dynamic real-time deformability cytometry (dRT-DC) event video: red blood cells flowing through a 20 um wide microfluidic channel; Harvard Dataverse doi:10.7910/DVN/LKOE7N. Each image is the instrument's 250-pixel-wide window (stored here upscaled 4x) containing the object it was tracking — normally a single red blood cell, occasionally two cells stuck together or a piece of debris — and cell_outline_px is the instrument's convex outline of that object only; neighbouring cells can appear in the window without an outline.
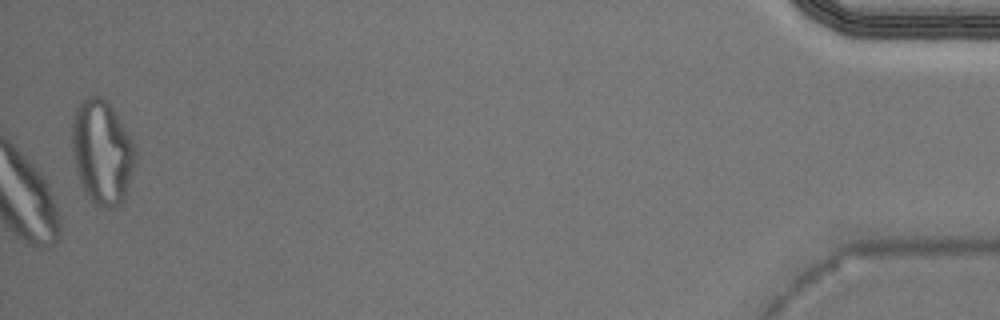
{"species": "Egyptian fruit bat (a non-hibernating species)", "species_latin": "Rousettus aegyptiacus", "temperature_condition": "warm", "stored_images_in_passage": 29, "camera_frame_rate_fps": 3000, "um_per_image_px": 0.085, "animal": {"sex": "male"}, "frame": {"image": 1, "passage_image": 29, "time_ms": 9.333, "image_size_px": [1000, 320], "cell_outline_px": [[136, 156], [132, 172], [124, 196], [120, 204], [108, 208], [96, 208], [84, 192], [76, 168], [72, 152], [72, 124], [76, 108], [80, 100], [88, 96], [100, 96], [112, 108], [128, 132], [132, 140], [136, 152]], "centroid_in_image_um": [8.65, 12.94], "position_along_channel_um": 426.5, "area_um2": 38.21}}